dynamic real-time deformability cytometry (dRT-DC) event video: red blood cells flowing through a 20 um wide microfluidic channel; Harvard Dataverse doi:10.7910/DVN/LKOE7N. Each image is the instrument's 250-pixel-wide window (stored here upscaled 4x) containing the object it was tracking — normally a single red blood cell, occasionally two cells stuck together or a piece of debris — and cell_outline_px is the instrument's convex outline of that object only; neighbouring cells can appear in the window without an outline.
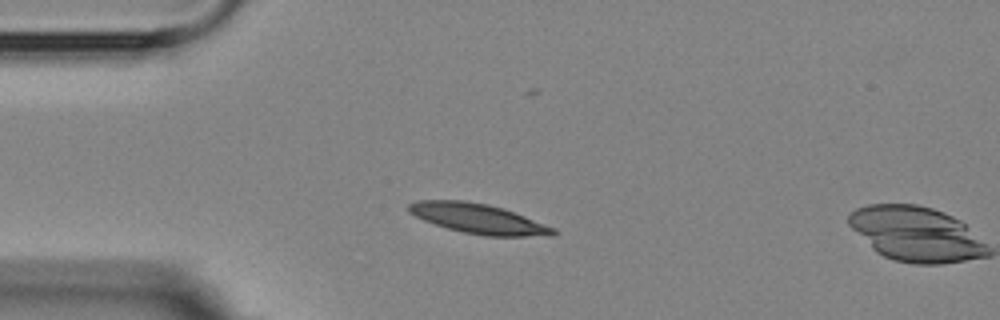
{"species": "Egyptian fruit bat (a non-hibernating species)", "species_latin": "Rousettus aegyptiacus", "temperature_condition": "room temperature", "stored_images_in_passage": 2, "camera_frame_rate_fps": 3000, "um_per_image_px": 0.085, "animal": {"sex": "female"}, "frame": {"image": 1, "passage_image": 1, "time_ms": 0.0, "image_size_px": [1000, 320], "cell_outline_px": [[556, 232], [552, 236], [484, 236], [464, 232], [448, 228], [424, 220], [408, 212], [408, 204], [416, 200], [464, 200], [488, 204], [504, 208], [556, 228]], "centroid_in_image_um": [40.67, 18.58], "position_along_channel_um": 44.3, "area_um2": 25.14}}